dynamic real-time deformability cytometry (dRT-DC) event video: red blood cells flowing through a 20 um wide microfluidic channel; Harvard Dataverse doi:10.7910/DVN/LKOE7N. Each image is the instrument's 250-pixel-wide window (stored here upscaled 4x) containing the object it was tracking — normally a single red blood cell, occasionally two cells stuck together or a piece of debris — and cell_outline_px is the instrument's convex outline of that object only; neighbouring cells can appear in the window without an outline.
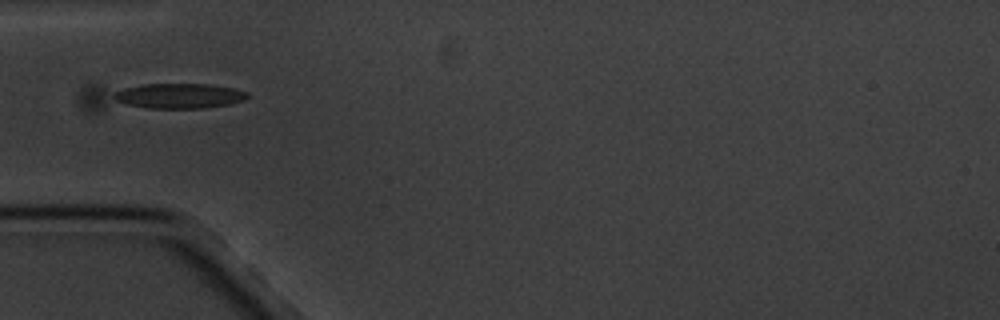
{"species": "common noctule bat (a hibernating species)", "species_latin": "Nyctalus noctula", "temperature_condition": "cold", "stored_images_in_passage": 10, "camera_frame_rate_fps": 3000, "um_per_image_px": 0.085, "animal": {"sex": "male", "body_mass_g": 20.1, "forearm_length_mm": 53.5}, "frame": {"image": 1, "passage_image": 5, "time_ms": 4.667, "image_size_px": [1000, 320], "cell_outline_px": [[248, 96], [244, 100], [232, 104], [204, 108], [96, 112], [88, 112], [80, 108], [76, 100], [76, 96], [84, 84], [208, 84], [236, 88], [248, 92]], "centroid_in_image_um": [13.22, 8.23], "position_along_channel_um": 71.8, "area_um2": 29.13}}
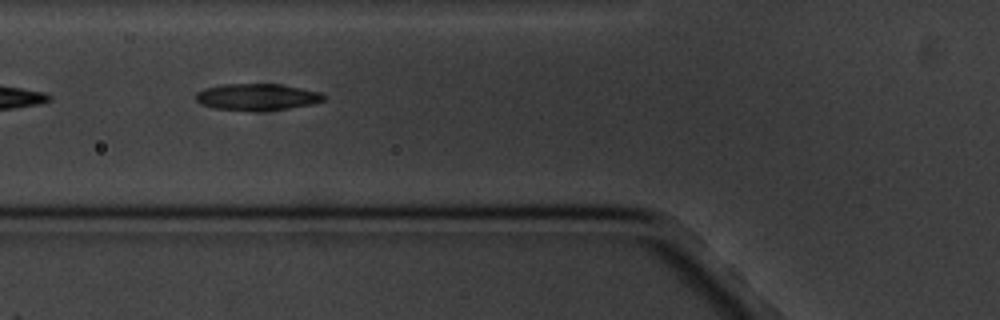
{"frame": {"image": 2, "passage_image": 6, "time_ms": 5.667, "image_size_px": [1000, 320], "cell_outline_px": [[328, 96], [324, 100], [308, 104], [268, 112], [252, 112], [212, 108], [200, 104], [196, 100], [196, 92], [204, 88], [224, 84], [280, 84], [320, 92]], "centroid_in_image_um": [21.81, 8.26], "position_along_channel_um": 104.0, "area_um2": 20.23}}